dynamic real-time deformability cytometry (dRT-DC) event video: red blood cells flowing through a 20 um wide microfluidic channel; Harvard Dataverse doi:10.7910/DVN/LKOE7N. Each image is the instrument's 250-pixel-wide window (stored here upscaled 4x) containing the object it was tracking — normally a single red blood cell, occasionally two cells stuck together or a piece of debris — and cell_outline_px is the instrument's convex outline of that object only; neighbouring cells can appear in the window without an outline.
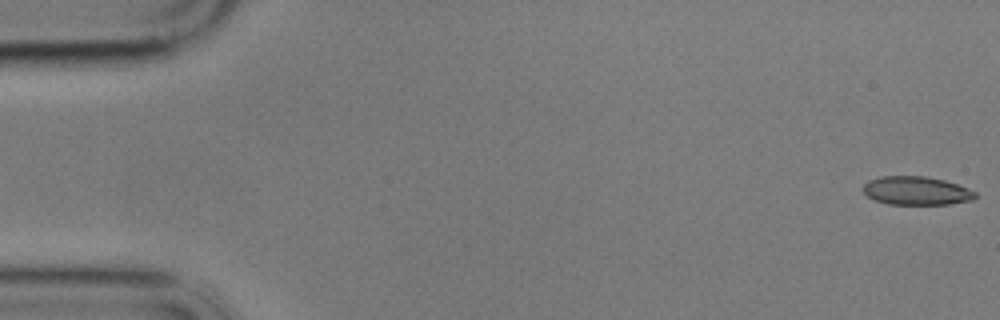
{"species": "common noctule bat (a hibernating species)", "species_latin": "Nyctalus noctula", "temperature_condition": "cold", "stored_images_in_passage": 5, "camera_frame_rate_fps": 3000, "um_per_image_px": 0.085, "animal": {"sex": "male", "body_mass_g": 17.9}, "frame": {"image": 1, "passage_image": 1, "time_ms": 0.0, "image_size_px": [1000, 320], "cell_outline_px": [[976, 196], [972, 200], [948, 204], [888, 204], [876, 200], [868, 196], [860, 188], [868, 180], [880, 176], [924, 176], [944, 180], [956, 184], [976, 192]], "centroid_in_image_um": [77.85, 16.2], "position_along_channel_um": 7.2, "area_um2": 18.55}}
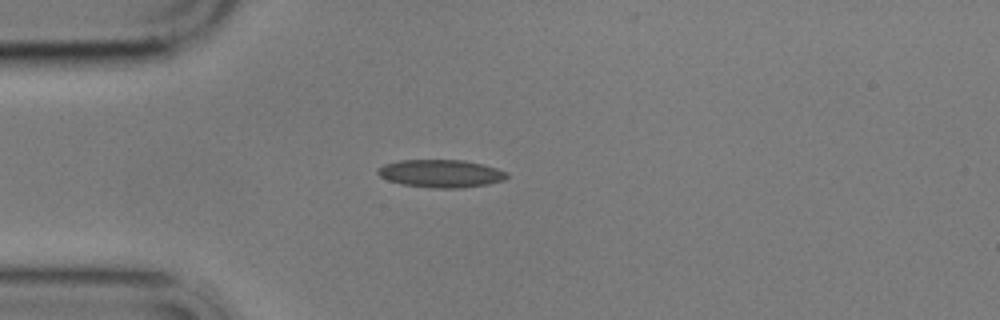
{"frame": {"image": 2, "passage_image": 5, "time_ms": 4.667, "image_size_px": [1000, 320], "cell_outline_px": [[508, 176], [504, 180], [488, 184], [460, 188], [432, 188], [404, 184], [388, 180], [380, 176], [376, 172], [376, 168], [384, 164], [400, 160], [464, 160], [484, 164], [508, 172]], "centroid_in_image_um": [37.48, 14.74], "position_along_channel_um": 47.5, "area_um2": 20.98}}